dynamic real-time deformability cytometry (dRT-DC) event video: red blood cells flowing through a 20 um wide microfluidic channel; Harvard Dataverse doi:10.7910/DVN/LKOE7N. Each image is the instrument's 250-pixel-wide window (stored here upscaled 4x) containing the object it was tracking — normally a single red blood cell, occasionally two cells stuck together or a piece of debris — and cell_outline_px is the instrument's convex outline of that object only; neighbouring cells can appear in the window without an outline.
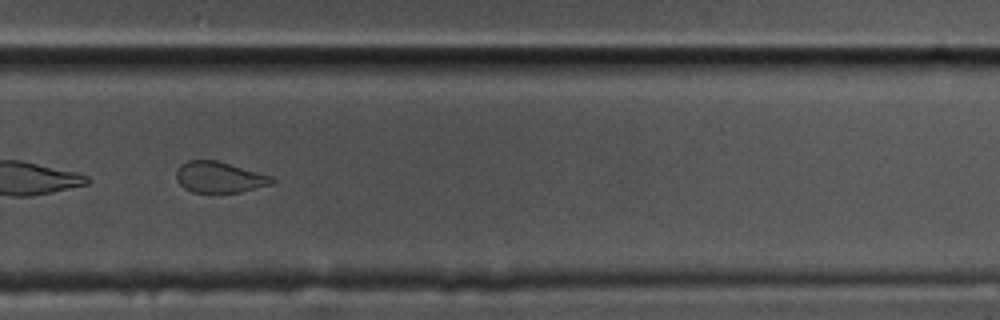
{"species": "common noctule bat (a hibernating species)", "species_latin": "Nyctalus noctula", "temperature_condition": "cold", "stored_images_in_passage": 55, "camera_frame_rate_fps": 3000, "um_per_image_px": 0.085, "animal": {"sex": "male", "body_mass_g": 17.5, "forearm_length_mm": 52.3}, "frame": {"image": 1, "passage_image": 38, "time_ms": 12.333, "image_size_px": [1000, 320], "cell_outline_px": [[276, 180], [272, 184], [240, 192], [192, 192], [184, 188], [180, 184], [176, 176], [176, 172], [180, 164], [188, 160], [216, 160], [272, 176]], "centroid_in_image_um": [18.64, 15.06], "position_along_channel_um": 311.2, "area_um2": 17.17}}
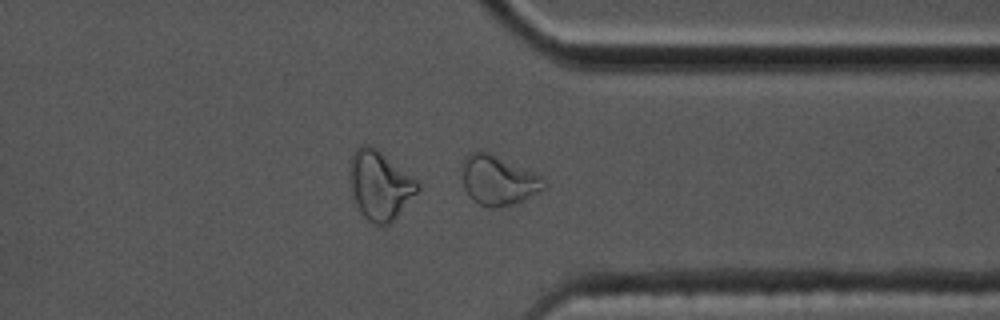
{"frame": {"image": 2, "passage_image": 43, "time_ms": 14.0, "image_size_px": [1000, 320], "cell_outline_px": [[548, 188], [512, 204], [500, 208], [488, 208], [472, 200], [468, 196], [464, 188], [464, 160], [468, 152], [488, 152], [532, 172], [540, 176], [548, 184]], "centroid_in_image_um": [42.36, 15.36], "position_along_channel_um": 369.0, "area_um2": 23.29}, "authors_computed_cell_mechanics": {"area_um2": 24.2182, "velocity_mm_per_s": 3.5267, "shape_relaxation_time_tau1_ms": null, "shape_relaxation_time_tau2_ms": 1.934, "deformation_change_tau1": null, "deformation_change_tau2": 0.0755}}